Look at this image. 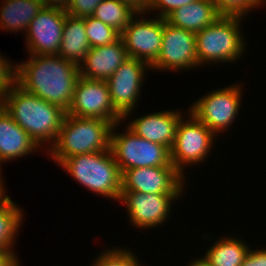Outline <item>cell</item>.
<instances>
[{
  "instance_id": "cell-21",
  "label": "cell",
  "mask_w": 266,
  "mask_h": 266,
  "mask_svg": "<svg viewBox=\"0 0 266 266\" xmlns=\"http://www.w3.org/2000/svg\"><path fill=\"white\" fill-rule=\"evenodd\" d=\"M44 6L41 0H4L0 8L1 30L26 32L31 21Z\"/></svg>"
},
{
  "instance_id": "cell-5",
  "label": "cell",
  "mask_w": 266,
  "mask_h": 266,
  "mask_svg": "<svg viewBox=\"0 0 266 266\" xmlns=\"http://www.w3.org/2000/svg\"><path fill=\"white\" fill-rule=\"evenodd\" d=\"M244 17L220 15L196 33L199 67L213 63H235L246 51L241 25ZM235 61V62H234Z\"/></svg>"
},
{
  "instance_id": "cell-2",
  "label": "cell",
  "mask_w": 266,
  "mask_h": 266,
  "mask_svg": "<svg viewBox=\"0 0 266 266\" xmlns=\"http://www.w3.org/2000/svg\"><path fill=\"white\" fill-rule=\"evenodd\" d=\"M0 105L39 148L47 143L48 151L53 146L66 115L64 109L23 90L16 83L0 99Z\"/></svg>"
},
{
  "instance_id": "cell-30",
  "label": "cell",
  "mask_w": 266,
  "mask_h": 266,
  "mask_svg": "<svg viewBox=\"0 0 266 266\" xmlns=\"http://www.w3.org/2000/svg\"><path fill=\"white\" fill-rule=\"evenodd\" d=\"M197 0H150L148 8L146 9L145 15L151 13V11H160L157 15L160 18H165L174 9L182 6H186L189 3L195 2Z\"/></svg>"
},
{
  "instance_id": "cell-1",
  "label": "cell",
  "mask_w": 266,
  "mask_h": 266,
  "mask_svg": "<svg viewBox=\"0 0 266 266\" xmlns=\"http://www.w3.org/2000/svg\"><path fill=\"white\" fill-rule=\"evenodd\" d=\"M29 56L16 64V84L67 112L80 77L79 66L59 55Z\"/></svg>"
},
{
  "instance_id": "cell-18",
  "label": "cell",
  "mask_w": 266,
  "mask_h": 266,
  "mask_svg": "<svg viewBox=\"0 0 266 266\" xmlns=\"http://www.w3.org/2000/svg\"><path fill=\"white\" fill-rule=\"evenodd\" d=\"M38 148L30 135L0 105V165L34 154Z\"/></svg>"
},
{
  "instance_id": "cell-36",
  "label": "cell",
  "mask_w": 266,
  "mask_h": 266,
  "mask_svg": "<svg viewBox=\"0 0 266 266\" xmlns=\"http://www.w3.org/2000/svg\"><path fill=\"white\" fill-rule=\"evenodd\" d=\"M1 172L2 171H0V201H2L7 196V191H6V188H5L6 186L3 185L4 184V180L2 178Z\"/></svg>"
},
{
  "instance_id": "cell-3",
  "label": "cell",
  "mask_w": 266,
  "mask_h": 266,
  "mask_svg": "<svg viewBox=\"0 0 266 266\" xmlns=\"http://www.w3.org/2000/svg\"><path fill=\"white\" fill-rule=\"evenodd\" d=\"M113 125L102 119L66 114L58 138L47 154L59 166L64 159L75 155L110 150Z\"/></svg>"
},
{
  "instance_id": "cell-7",
  "label": "cell",
  "mask_w": 266,
  "mask_h": 266,
  "mask_svg": "<svg viewBox=\"0 0 266 266\" xmlns=\"http://www.w3.org/2000/svg\"><path fill=\"white\" fill-rule=\"evenodd\" d=\"M178 121L175 141L170 150V160L174 167L184 176V168L201 164L208 159L216 135L190 111ZM212 146V147H211ZM192 164V165H191Z\"/></svg>"
},
{
  "instance_id": "cell-23",
  "label": "cell",
  "mask_w": 266,
  "mask_h": 266,
  "mask_svg": "<svg viewBox=\"0 0 266 266\" xmlns=\"http://www.w3.org/2000/svg\"><path fill=\"white\" fill-rule=\"evenodd\" d=\"M8 195L0 201V250L13 249L24 214Z\"/></svg>"
},
{
  "instance_id": "cell-33",
  "label": "cell",
  "mask_w": 266,
  "mask_h": 266,
  "mask_svg": "<svg viewBox=\"0 0 266 266\" xmlns=\"http://www.w3.org/2000/svg\"><path fill=\"white\" fill-rule=\"evenodd\" d=\"M126 3H129L134 7L138 12H145L148 8L150 0H120Z\"/></svg>"
},
{
  "instance_id": "cell-8",
  "label": "cell",
  "mask_w": 266,
  "mask_h": 266,
  "mask_svg": "<svg viewBox=\"0 0 266 266\" xmlns=\"http://www.w3.org/2000/svg\"><path fill=\"white\" fill-rule=\"evenodd\" d=\"M242 86L231 84L221 89L212 90L194 102L188 109L199 121L215 135L226 132L232 126L240 112Z\"/></svg>"
},
{
  "instance_id": "cell-14",
  "label": "cell",
  "mask_w": 266,
  "mask_h": 266,
  "mask_svg": "<svg viewBox=\"0 0 266 266\" xmlns=\"http://www.w3.org/2000/svg\"><path fill=\"white\" fill-rule=\"evenodd\" d=\"M182 194H147L139 192H121L119 202L126 205L129 223L133 227L152 229L162 226L172 214L170 210L174 201Z\"/></svg>"
},
{
  "instance_id": "cell-35",
  "label": "cell",
  "mask_w": 266,
  "mask_h": 266,
  "mask_svg": "<svg viewBox=\"0 0 266 266\" xmlns=\"http://www.w3.org/2000/svg\"><path fill=\"white\" fill-rule=\"evenodd\" d=\"M187 266H212V265H210L206 260H204L201 257V258H197V259L195 258L194 260H192V262L187 264Z\"/></svg>"
},
{
  "instance_id": "cell-13",
  "label": "cell",
  "mask_w": 266,
  "mask_h": 266,
  "mask_svg": "<svg viewBox=\"0 0 266 266\" xmlns=\"http://www.w3.org/2000/svg\"><path fill=\"white\" fill-rule=\"evenodd\" d=\"M184 180L175 167L131 168L122 172L121 192L182 194Z\"/></svg>"
},
{
  "instance_id": "cell-34",
  "label": "cell",
  "mask_w": 266,
  "mask_h": 266,
  "mask_svg": "<svg viewBox=\"0 0 266 266\" xmlns=\"http://www.w3.org/2000/svg\"><path fill=\"white\" fill-rule=\"evenodd\" d=\"M45 6L58 7L66 9L70 0H41Z\"/></svg>"
},
{
  "instance_id": "cell-24",
  "label": "cell",
  "mask_w": 266,
  "mask_h": 266,
  "mask_svg": "<svg viewBox=\"0 0 266 266\" xmlns=\"http://www.w3.org/2000/svg\"><path fill=\"white\" fill-rule=\"evenodd\" d=\"M138 13L129 3L120 0H103L95 8L93 17L122 32Z\"/></svg>"
},
{
  "instance_id": "cell-29",
  "label": "cell",
  "mask_w": 266,
  "mask_h": 266,
  "mask_svg": "<svg viewBox=\"0 0 266 266\" xmlns=\"http://www.w3.org/2000/svg\"><path fill=\"white\" fill-rule=\"evenodd\" d=\"M103 0H70L69 5L65 9L66 13L79 18L91 17L95 8Z\"/></svg>"
},
{
  "instance_id": "cell-12",
  "label": "cell",
  "mask_w": 266,
  "mask_h": 266,
  "mask_svg": "<svg viewBox=\"0 0 266 266\" xmlns=\"http://www.w3.org/2000/svg\"><path fill=\"white\" fill-rule=\"evenodd\" d=\"M147 69L152 71L147 63L129 57L106 81L112 104L123 116V122L137 107Z\"/></svg>"
},
{
  "instance_id": "cell-20",
  "label": "cell",
  "mask_w": 266,
  "mask_h": 266,
  "mask_svg": "<svg viewBox=\"0 0 266 266\" xmlns=\"http://www.w3.org/2000/svg\"><path fill=\"white\" fill-rule=\"evenodd\" d=\"M90 48L84 18L67 14L63 25V36L58 55L79 66Z\"/></svg>"
},
{
  "instance_id": "cell-15",
  "label": "cell",
  "mask_w": 266,
  "mask_h": 266,
  "mask_svg": "<svg viewBox=\"0 0 266 266\" xmlns=\"http://www.w3.org/2000/svg\"><path fill=\"white\" fill-rule=\"evenodd\" d=\"M66 16L63 8L43 7L25 33L28 55H58Z\"/></svg>"
},
{
  "instance_id": "cell-27",
  "label": "cell",
  "mask_w": 266,
  "mask_h": 266,
  "mask_svg": "<svg viewBox=\"0 0 266 266\" xmlns=\"http://www.w3.org/2000/svg\"><path fill=\"white\" fill-rule=\"evenodd\" d=\"M220 15L246 17L250 10L266 5V0H213Z\"/></svg>"
},
{
  "instance_id": "cell-6",
  "label": "cell",
  "mask_w": 266,
  "mask_h": 266,
  "mask_svg": "<svg viewBox=\"0 0 266 266\" xmlns=\"http://www.w3.org/2000/svg\"><path fill=\"white\" fill-rule=\"evenodd\" d=\"M120 124L113 125L110 150L121 173L131 168L174 167L166 146L141 138L128 127H124L125 132L119 133L116 129Z\"/></svg>"
},
{
  "instance_id": "cell-26",
  "label": "cell",
  "mask_w": 266,
  "mask_h": 266,
  "mask_svg": "<svg viewBox=\"0 0 266 266\" xmlns=\"http://www.w3.org/2000/svg\"><path fill=\"white\" fill-rule=\"evenodd\" d=\"M91 266H140L139 258L125 247H116L97 255Z\"/></svg>"
},
{
  "instance_id": "cell-10",
  "label": "cell",
  "mask_w": 266,
  "mask_h": 266,
  "mask_svg": "<svg viewBox=\"0 0 266 266\" xmlns=\"http://www.w3.org/2000/svg\"><path fill=\"white\" fill-rule=\"evenodd\" d=\"M152 70L182 71L199 68L196 33L174 27L163 18V36L160 53L150 66Z\"/></svg>"
},
{
  "instance_id": "cell-31",
  "label": "cell",
  "mask_w": 266,
  "mask_h": 266,
  "mask_svg": "<svg viewBox=\"0 0 266 266\" xmlns=\"http://www.w3.org/2000/svg\"><path fill=\"white\" fill-rule=\"evenodd\" d=\"M241 266H266V249H249Z\"/></svg>"
},
{
  "instance_id": "cell-16",
  "label": "cell",
  "mask_w": 266,
  "mask_h": 266,
  "mask_svg": "<svg viewBox=\"0 0 266 266\" xmlns=\"http://www.w3.org/2000/svg\"><path fill=\"white\" fill-rule=\"evenodd\" d=\"M128 58L121 38L113 44L91 47L79 64V74L83 78L107 81Z\"/></svg>"
},
{
  "instance_id": "cell-9",
  "label": "cell",
  "mask_w": 266,
  "mask_h": 266,
  "mask_svg": "<svg viewBox=\"0 0 266 266\" xmlns=\"http://www.w3.org/2000/svg\"><path fill=\"white\" fill-rule=\"evenodd\" d=\"M66 114L83 118L102 119L113 124L123 122V116L114 108L106 81L79 77L71 105Z\"/></svg>"
},
{
  "instance_id": "cell-22",
  "label": "cell",
  "mask_w": 266,
  "mask_h": 266,
  "mask_svg": "<svg viewBox=\"0 0 266 266\" xmlns=\"http://www.w3.org/2000/svg\"><path fill=\"white\" fill-rule=\"evenodd\" d=\"M249 249L242 239L226 236L215 241L202 258L212 266H241Z\"/></svg>"
},
{
  "instance_id": "cell-32",
  "label": "cell",
  "mask_w": 266,
  "mask_h": 266,
  "mask_svg": "<svg viewBox=\"0 0 266 266\" xmlns=\"http://www.w3.org/2000/svg\"><path fill=\"white\" fill-rule=\"evenodd\" d=\"M14 249L0 250V266H20L19 258Z\"/></svg>"
},
{
  "instance_id": "cell-4",
  "label": "cell",
  "mask_w": 266,
  "mask_h": 266,
  "mask_svg": "<svg viewBox=\"0 0 266 266\" xmlns=\"http://www.w3.org/2000/svg\"><path fill=\"white\" fill-rule=\"evenodd\" d=\"M59 165L87 190L120 201L122 173L111 150L75 155Z\"/></svg>"
},
{
  "instance_id": "cell-19",
  "label": "cell",
  "mask_w": 266,
  "mask_h": 266,
  "mask_svg": "<svg viewBox=\"0 0 266 266\" xmlns=\"http://www.w3.org/2000/svg\"><path fill=\"white\" fill-rule=\"evenodd\" d=\"M219 16L213 0H197L174 9L165 17V21L174 27L197 33Z\"/></svg>"
},
{
  "instance_id": "cell-25",
  "label": "cell",
  "mask_w": 266,
  "mask_h": 266,
  "mask_svg": "<svg viewBox=\"0 0 266 266\" xmlns=\"http://www.w3.org/2000/svg\"><path fill=\"white\" fill-rule=\"evenodd\" d=\"M84 23L90 47L113 44L121 37L120 32L93 16L84 18Z\"/></svg>"
},
{
  "instance_id": "cell-28",
  "label": "cell",
  "mask_w": 266,
  "mask_h": 266,
  "mask_svg": "<svg viewBox=\"0 0 266 266\" xmlns=\"http://www.w3.org/2000/svg\"><path fill=\"white\" fill-rule=\"evenodd\" d=\"M7 60L0 52V99L16 83V65Z\"/></svg>"
},
{
  "instance_id": "cell-17",
  "label": "cell",
  "mask_w": 266,
  "mask_h": 266,
  "mask_svg": "<svg viewBox=\"0 0 266 266\" xmlns=\"http://www.w3.org/2000/svg\"><path fill=\"white\" fill-rule=\"evenodd\" d=\"M180 110H164L135 117L129 124H126L137 136L162 144L171 150L174 141L178 121L182 117Z\"/></svg>"
},
{
  "instance_id": "cell-11",
  "label": "cell",
  "mask_w": 266,
  "mask_h": 266,
  "mask_svg": "<svg viewBox=\"0 0 266 266\" xmlns=\"http://www.w3.org/2000/svg\"><path fill=\"white\" fill-rule=\"evenodd\" d=\"M144 14L145 12H138L121 32L120 38L129 57L151 66L161 50L163 18L156 16L147 19L144 18ZM137 15H140L141 19Z\"/></svg>"
}]
</instances>
